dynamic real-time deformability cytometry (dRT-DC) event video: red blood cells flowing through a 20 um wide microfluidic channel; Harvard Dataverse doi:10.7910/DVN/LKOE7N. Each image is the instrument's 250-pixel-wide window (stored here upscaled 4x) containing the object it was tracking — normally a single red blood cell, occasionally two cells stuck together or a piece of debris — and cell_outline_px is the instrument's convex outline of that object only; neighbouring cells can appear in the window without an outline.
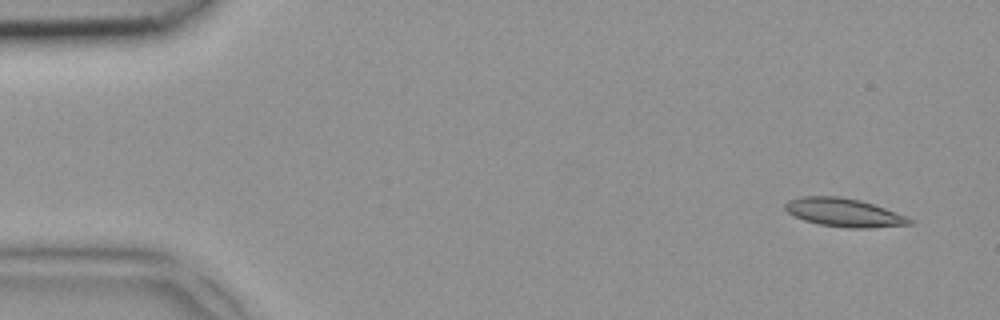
{"species": "common noctule bat (a hibernating species)", "species_latin": "Nyctalus noctula", "temperature_condition": "room temperature", "stored_images_in_passage": 4, "camera_frame_rate_fps": 3000, "um_per_image_px": 0.085, "animal": {"sex": "female", "body_mass_g": 18.4}, "frame": {"image": 1, "passage_image": 4, "time_ms": 1.0, "image_size_px": [1000, 320], "cell_outline_px": [[912, 224], [872, 228], [848, 228], [820, 224], [804, 220], [788, 212], [784, 208], [784, 204], [788, 200], [804, 196], [840, 196], [860, 200], [908, 216], [912, 220]], "centroid_in_image_um": [71.75, 18.06], "position_along_channel_um": 13.3, "area_um2": 20.52}}